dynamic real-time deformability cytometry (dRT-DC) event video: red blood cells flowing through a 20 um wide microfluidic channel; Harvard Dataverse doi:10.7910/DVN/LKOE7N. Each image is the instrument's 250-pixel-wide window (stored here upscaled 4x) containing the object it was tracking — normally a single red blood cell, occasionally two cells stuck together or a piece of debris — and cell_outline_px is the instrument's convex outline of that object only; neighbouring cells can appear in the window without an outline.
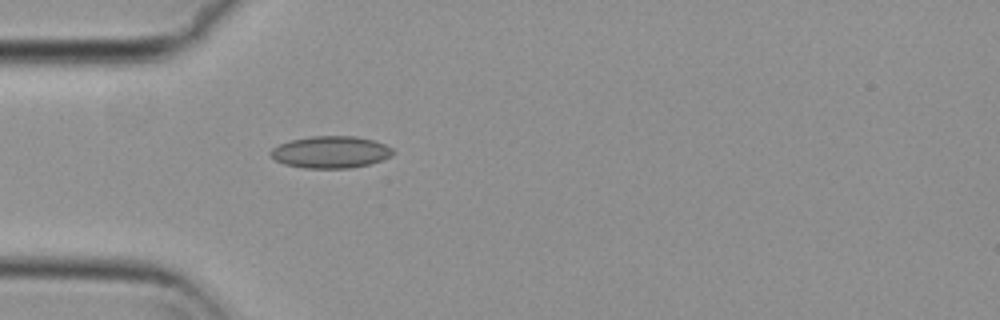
{"species": "common noctule bat (a hibernating species)", "species_latin": "Nyctalus noctula", "temperature_condition": "cold", "stored_images_in_passage": 39, "camera_frame_rate_fps": 3000, "um_per_image_px": 0.085, "animal": {"sex": "female", "body_mass_g": 29.2, "forearm_length_mm": 56.3}, "frame": {"image": 1, "passage_image": 1, "time_ms": 0.0, "image_size_px": [1000, 320], "cell_outline_px": [[396, 152], [392, 156], [368, 164], [348, 168], [304, 168], [284, 164], [276, 160], [268, 152], [272, 148], [280, 144], [292, 140], [312, 136], [356, 136], [372, 140], [384, 144], [392, 148]], "centroid_in_image_um": [28.11, 12.93], "position_along_channel_um": 56.9, "area_um2": 22.66}}
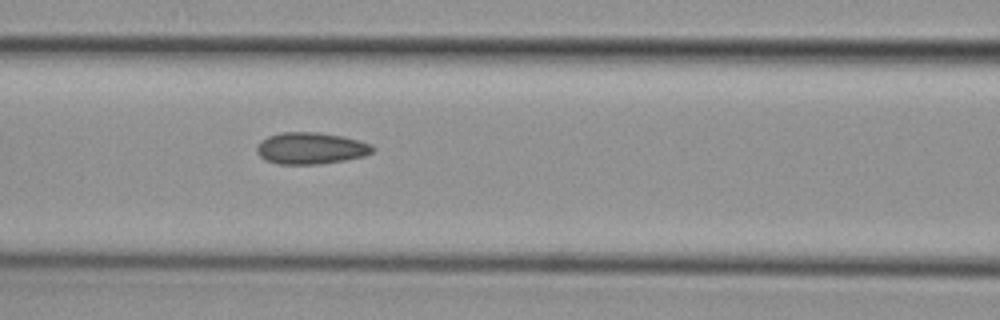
{"frame": {"image": 2, "passage_image": 8, "time_ms": 2.333, "image_size_px": [1000, 320], "cell_outline_px": [[376, 148], [372, 152], [364, 156], [344, 160], [320, 164], [276, 164], [264, 160], [256, 152], [256, 148], [260, 140], [268, 136], [280, 132], [316, 132], [340, 136], [372, 144]], "centroid_in_image_um": [26.38, 12.61], "position_along_channel_um": 140.2, "area_um2": 21.44}}
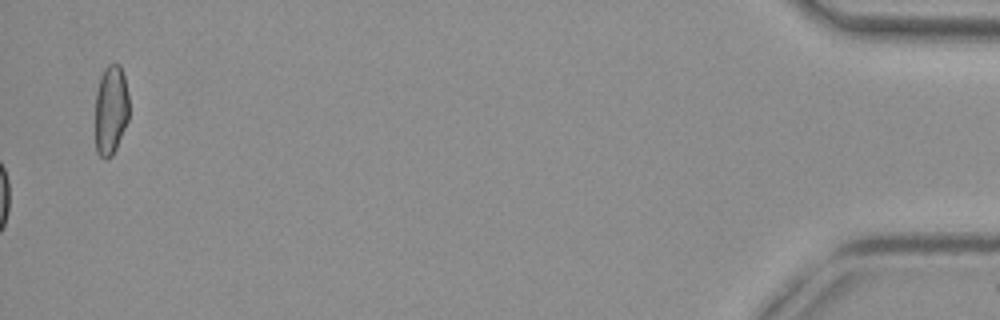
{"frame": {"image": 3, "passage_image": 39, "time_ms": 12.667, "image_size_px": [1000, 320], "cell_outline_px": [[128, 120], [116, 148], [112, 156], [104, 160], [96, 152], [96, 92], [100, 76], [104, 68], [108, 64], [120, 64], [124, 76], [128, 92]], "centroid_in_image_um": [9.42, 9.34], "position_along_channel_um": 425.8, "area_um2": 17.74}}